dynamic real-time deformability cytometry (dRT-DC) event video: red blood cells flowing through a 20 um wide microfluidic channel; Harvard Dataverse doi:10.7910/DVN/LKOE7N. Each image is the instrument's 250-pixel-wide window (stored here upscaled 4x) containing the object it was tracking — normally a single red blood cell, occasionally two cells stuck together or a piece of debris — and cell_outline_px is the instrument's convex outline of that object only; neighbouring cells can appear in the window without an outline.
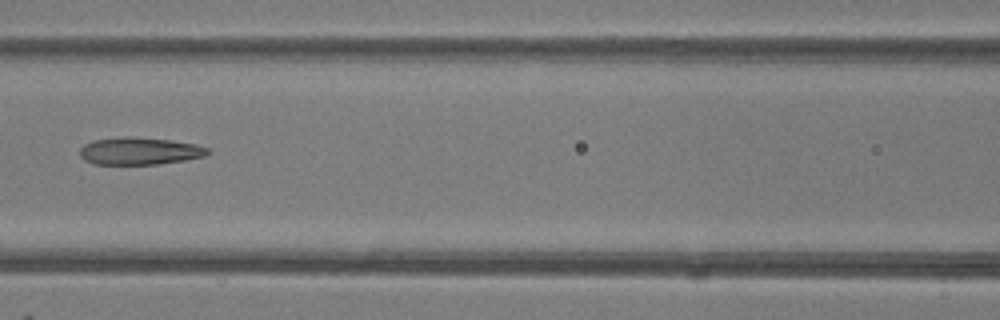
{"species": "common noctule bat (a hibernating species)", "species_latin": "Nyctalus noctula", "temperature_condition": "room temperature", "stored_images_in_passage": 4, "camera_frame_rate_fps": 3000, "um_per_image_px": 0.085, "animal": {"sex": "female"}, "frame": {"image": 1, "passage_image": 4, "time_ms": 3.333, "image_size_px": [1000, 320], "cell_outline_px": [[212, 152], [204, 156], [184, 160], [156, 164], [92, 164], [84, 160], [80, 156], [80, 148], [84, 144], [96, 140], [132, 136], [136, 136], [172, 140], [196, 144], [208, 148]], "centroid_in_image_um": [11.88, 12.83], "position_along_channel_um": 154.7, "area_um2": 20.4}}